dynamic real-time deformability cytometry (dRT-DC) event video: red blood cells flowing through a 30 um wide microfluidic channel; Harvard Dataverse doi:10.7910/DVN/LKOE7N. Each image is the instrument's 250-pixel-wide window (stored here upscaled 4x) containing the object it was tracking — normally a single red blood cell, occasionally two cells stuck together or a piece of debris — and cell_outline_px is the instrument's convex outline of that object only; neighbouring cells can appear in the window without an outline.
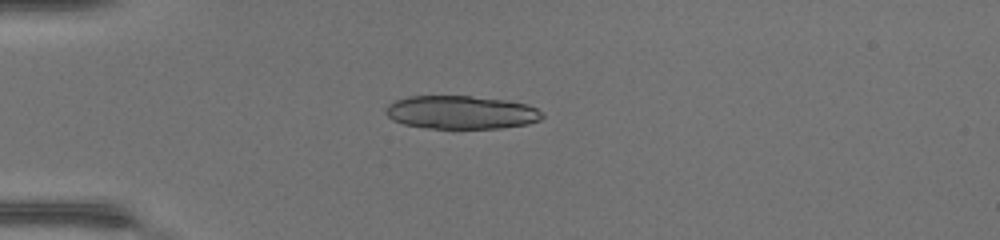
{"species": "common noctule bat (a hibernating species)", "species_latin": "Nyctalus noctula", "temperature_condition": "warm", "stored_images_in_passage": 35, "camera_frame_rate_fps": 3000, "um_per_image_px": 0.085, "animal": {"sex": "female", "body_mass_g": 17.0, "forearm_length_mm": 48.0}, "frame": {"image": 1, "passage_image": 1, "time_ms": 0.0, "image_size_px": [1000, 240], "cell_outline_px": [[544, 116], [540, 120], [528, 124], [500, 128], [428, 128], [404, 124], [392, 120], [384, 112], [384, 108], [388, 104], [396, 100], [408, 96], [472, 96], [504, 100], [528, 104], [544, 112]], "centroid_in_image_um": [39.2, 9.55], "position_along_channel_um": 45.8, "area_um2": 30.52}}